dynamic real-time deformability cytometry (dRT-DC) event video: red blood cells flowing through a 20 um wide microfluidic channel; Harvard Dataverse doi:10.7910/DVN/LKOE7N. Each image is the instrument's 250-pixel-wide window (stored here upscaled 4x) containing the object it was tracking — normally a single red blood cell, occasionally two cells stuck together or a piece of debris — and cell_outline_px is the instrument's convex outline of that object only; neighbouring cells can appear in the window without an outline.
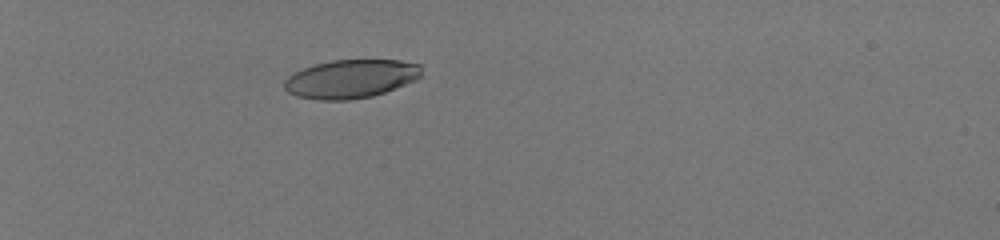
{"species": "human", "species_latin": "Homo sapiens", "temperature_condition": "room temperature", "stored_images_in_passage": 37, "camera_frame_rate_fps": 3000, "um_per_image_px": 0.085, "donor": {"sex": "male"}, "frame": {"image": 1, "passage_image": 1, "time_ms": 0.0, "image_size_px": [1000, 240], "cell_outline_px": [[424, 76], [416, 80], [384, 92], [372, 96], [348, 100], [316, 100], [296, 96], [288, 92], [284, 88], [284, 80], [288, 76], [304, 68], [316, 64], [332, 60], [400, 60], [420, 64]], "centroid_in_image_um": [29.84, 6.7], "position_along_channel_um": 55.2, "area_um2": 30.92}}
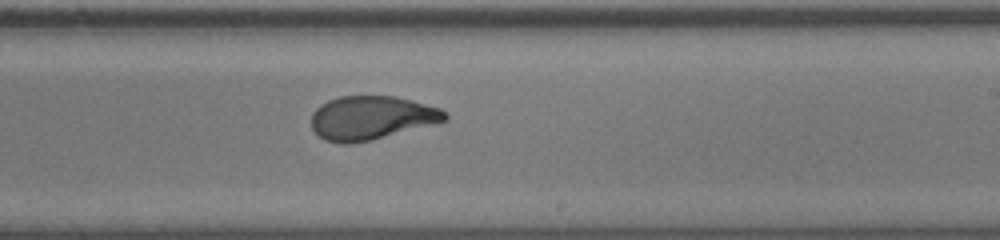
{"frame": {"image": 2, "passage_image": 20, "time_ms": 6.333, "image_size_px": [1000, 240], "cell_outline_px": [[448, 120], [372, 140], [352, 144], [344, 144], [324, 140], [312, 128], [312, 112], [320, 104], [328, 100], [340, 96], [392, 96], [412, 100], [440, 108], [448, 116]], "centroid_in_image_um": [31.55, 10.01], "position_along_channel_um": 257.4, "area_um2": 33.99}}
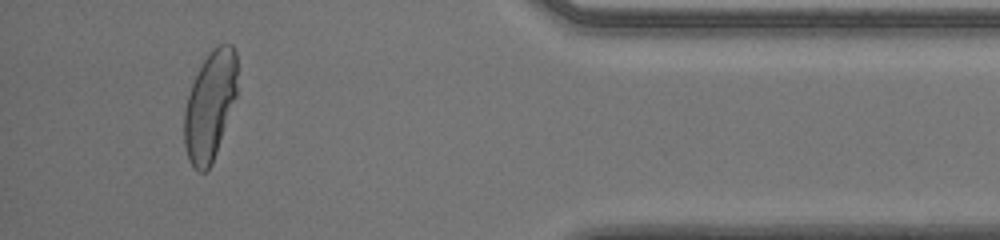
{"frame": {"image": 3, "passage_image": 34, "time_ms": 11.0, "image_size_px": [1000, 240], "cell_outline_px": [[236, 96], [212, 164], [204, 172], [200, 172], [188, 160], [184, 144], [184, 112], [188, 96], [192, 84], [204, 60], [212, 48], [220, 44], [232, 44], [236, 52]], "centroid_in_image_um": [17.84, 8.99], "position_along_channel_um": 417.4, "area_um2": 33.18}, "authors_computed_cell_mechanics": {"area_um2": 34.1598, "velocity_mm_per_s": 4.0443, "shape_relaxation_time_tau1_ms": 5.2368, "shape_relaxation_time_tau2_ms": 0.7773, "deformation_change_tau1": 0.2359, "deformation_change_tau2": 0.0615}}